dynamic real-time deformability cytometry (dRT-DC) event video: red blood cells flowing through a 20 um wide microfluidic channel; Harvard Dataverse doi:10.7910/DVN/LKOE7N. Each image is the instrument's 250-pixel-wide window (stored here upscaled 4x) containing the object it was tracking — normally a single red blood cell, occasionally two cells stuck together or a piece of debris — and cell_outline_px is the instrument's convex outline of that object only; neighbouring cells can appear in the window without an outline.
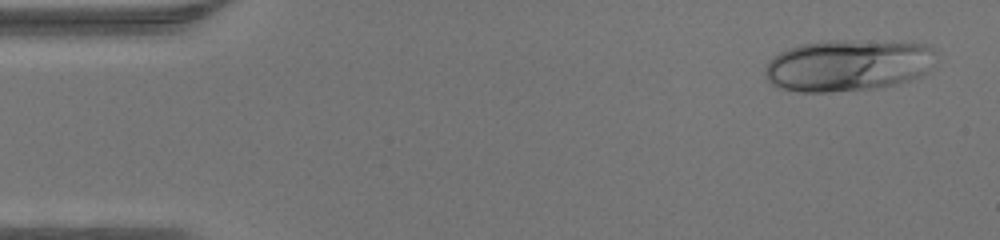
{"species": "human", "species_latin": "Homo sapiens", "temperature_condition": "warm", "stored_images_in_passage": 45, "camera_frame_rate_fps": 3000, "um_per_image_px": 0.085, "donor": {"sex": "male"}, "frame": {"image": 1, "passage_image": 2, "time_ms": 0.333, "image_size_px": [1000, 240], "cell_outline_px": [[936, 52], [928, 68], [920, 76], [896, 84], [876, 88], [828, 92], [800, 92], [780, 88], [772, 84], [768, 80], [764, 72], [764, 68], [772, 56], [788, 48], [800, 44], [828, 40], [844, 40], [928, 44]], "centroid_in_image_um": [72.01, 5.55], "position_along_channel_um": 13.0, "area_um2": 51.33}}
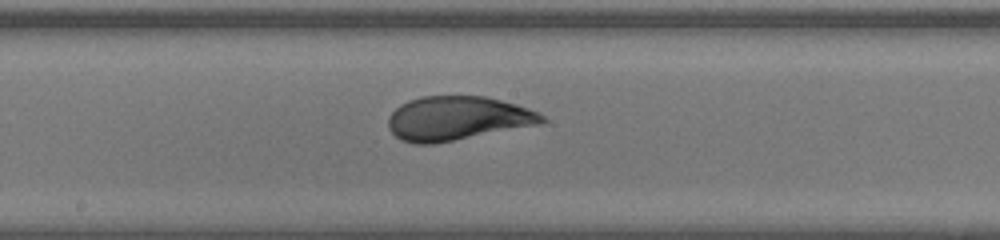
{"frame": {"image": 2, "passage_image": 23, "time_ms": 7.333, "image_size_px": [1000, 240], "cell_outline_px": [[548, 120], [544, 124], [432, 144], [416, 144], [400, 140], [388, 128], [388, 116], [400, 104], [408, 100], [420, 96], [484, 96], [516, 104], [540, 112]], "centroid_in_image_um": [38.9, 10.06], "position_along_channel_um": 209.3, "area_um2": 39.77}}
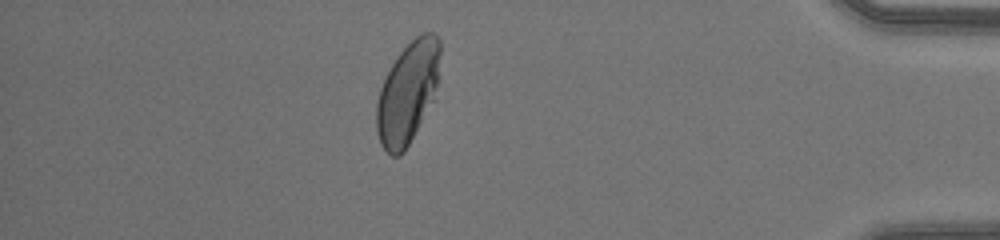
{"frame": {"image": 3, "passage_image": 39, "time_ms": 12.667, "image_size_px": [1000, 240], "cell_outline_px": [[440, 76], [432, 100], [404, 152], [400, 156], [392, 156], [380, 144], [376, 128], [376, 104], [380, 88], [392, 64], [400, 52], [420, 32], [432, 32], [440, 40]], "centroid_in_image_um": [34.66, 7.85], "position_along_channel_um": 400.5, "area_um2": 37.34}}